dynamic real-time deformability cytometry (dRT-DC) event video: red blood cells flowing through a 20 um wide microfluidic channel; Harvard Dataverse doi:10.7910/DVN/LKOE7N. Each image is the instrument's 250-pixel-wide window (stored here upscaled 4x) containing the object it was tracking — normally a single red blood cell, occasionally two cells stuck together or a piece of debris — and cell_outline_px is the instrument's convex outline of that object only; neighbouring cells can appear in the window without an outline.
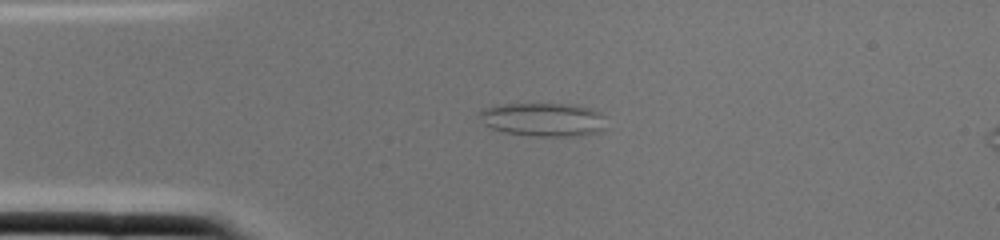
{"species": "common noctule bat (a hibernating species)", "species_latin": "Nyctalus noctula", "temperature_condition": "cold", "stored_images_in_passage": 2, "segment_of_instrument_passage": [1, 2], "camera_frame_rate_fps": 3000, "um_per_image_px": 0.085, "animal": {"sex": "female", "body_mass_g": 22.0, "forearm_length_mm": 56.7}, "frame": {"image": 1, "passage_image": 1, "time_ms": 0.0, "image_size_px": [1000, 240], "cell_outline_px": [[600, 132], [576, 136], [532, 136], [504, 132], [492, 128], [484, 124], [476, 112], [480, 108], [504, 104], [564, 104], [588, 108], [600, 112]], "centroid_in_image_um": [46.03, 10.16], "position_along_channel_um": 39.0, "area_um2": 24.39}}